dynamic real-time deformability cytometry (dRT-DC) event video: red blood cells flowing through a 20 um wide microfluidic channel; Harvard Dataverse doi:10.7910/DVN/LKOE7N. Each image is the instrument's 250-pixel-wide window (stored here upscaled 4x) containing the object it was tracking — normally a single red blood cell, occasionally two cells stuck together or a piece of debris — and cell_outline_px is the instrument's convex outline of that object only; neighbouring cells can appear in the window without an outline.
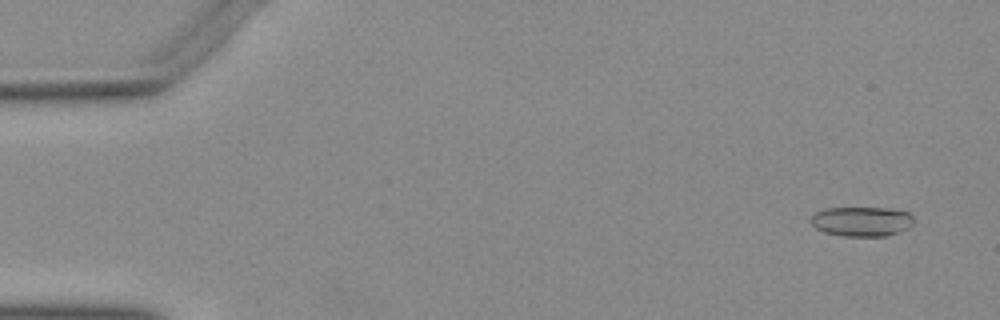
{"species": "Egyptian fruit bat (a non-hibernating species)", "species_latin": "Rousettus aegyptiacus", "temperature_condition": "warm", "stored_images_in_passage": 52, "camera_frame_rate_fps": 3000, "um_per_image_px": 0.085, "animal": {"sex": "female"}, "frame": {"image": 1, "passage_image": 3, "time_ms": 0.667, "image_size_px": [1000, 320], "cell_outline_px": [[912, 224], [908, 228], [884, 236], [844, 236], [824, 232], [816, 228], [812, 224], [812, 216], [816, 212], [824, 208], [888, 208], [908, 212], [912, 216]], "centroid_in_image_um": [73.23, 18.81], "position_along_channel_um": 11.8, "area_um2": 17.57}}
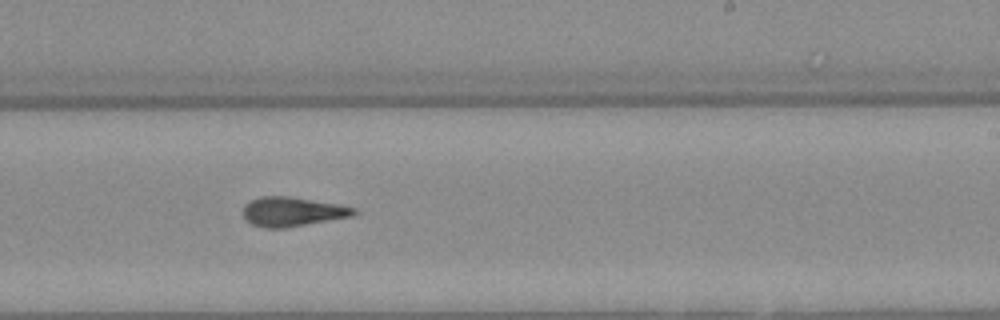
{"frame": {"image": 2, "passage_image": 32, "time_ms": 10.333, "image_size_px": [1000, 320], "cell_outline_px": [[360, 212], [352, 216], [284, 228], [264, 228], [252, 224], [244, 216], [244, 204], [260, 196], [288, 196], [336, 204], [356, 208]], "centroid_in_image_um": [24.86, 17.99], "position_along_channel_um": 264.1, "area_um2": 18.73}}
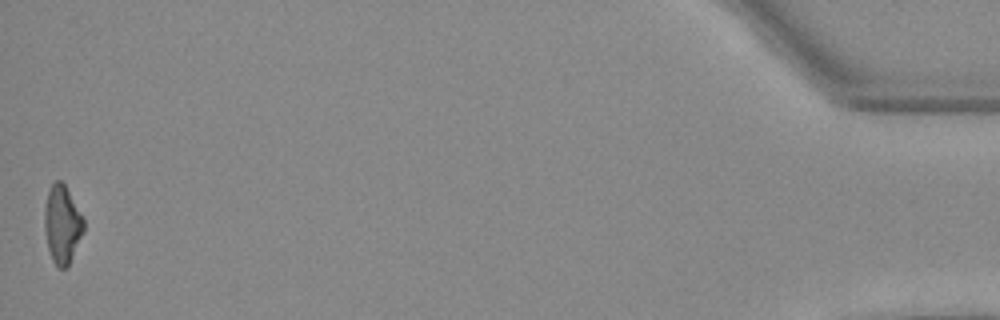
{"frame": {"image": 3, "passage_image": 52, "time_ms": 17.0, "image_size_px": [1000, 320], "cell_outline_px": [[84, 232], [68, 268], [60, 268], [52, 260], [48, 248], [44, 228], [44, 208], [48, 192], [52, 184], [56, 180], [60, 180], [64, 184], [84, 220]], "centroid_in_image_um": [5.28, 19.11], "position_along_channel_um": 429.9, "area_um2": 17.74}}